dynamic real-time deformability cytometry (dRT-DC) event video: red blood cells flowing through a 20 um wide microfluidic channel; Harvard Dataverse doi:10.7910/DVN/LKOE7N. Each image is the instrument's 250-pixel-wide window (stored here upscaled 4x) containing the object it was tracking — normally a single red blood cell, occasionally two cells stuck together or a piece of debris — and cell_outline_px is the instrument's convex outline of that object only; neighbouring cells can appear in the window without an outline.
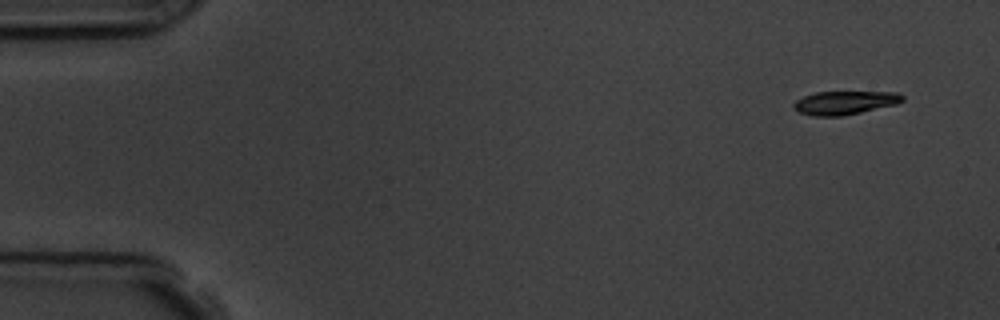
{"species": "common noctule bat (a hibernating species)", "species_latin": "Nyctalus noctula", "temperature_condition": "room temperature", "stored_images_in_passage": 4, "camera_frame_rate_fps": 3000, "um_per_image_px": 0.085, "animal": {"sex": "male", "body_mass_g": 19.5, "forearm_length_mm": 54.6}, "frame": {"image": 1, "passage_image": 1, "time_ms": 0.0, "image_size_px": [1000, 320], "cell_outline_px": [[904, 100], [896, 104], [844, 116], [812, 116], [800, 112], [792, 108], [792, 104], [796, 100], [804, 96], [816, 92], [900, 92], [904, 96]], "centroid_in_image_um": [71.8, 8.73], "position_along_channel_um": 13.2, "area_um2": 14.97}}
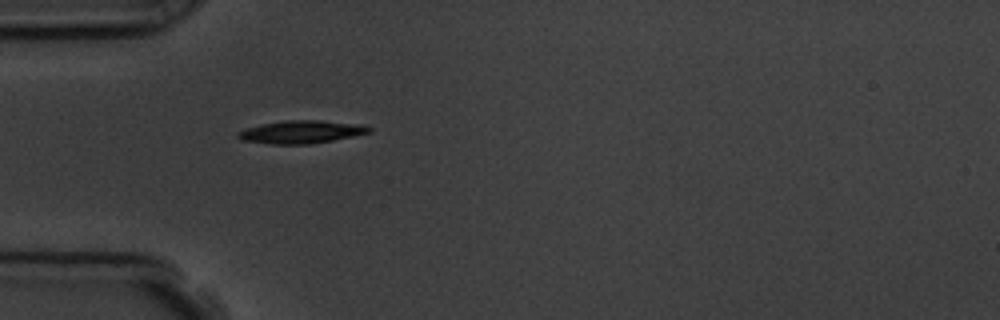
{"frame": {"image": 2, "passage_image": 4, "time_ms": 4.333, "image_size_px": [1000, 320], "cell_outline_px": [[372, 132], [332, 140], [308, 144], [272, 144], [244, 140], [236, 136], [236, 132], [248, 128], [264, 124], [288, 120], [320, 120], [356, 124], [372, 128]], "centroid_in_image_um": [25.61, 11.21], "position_along_channel_um": 59.4, "area_um2": 17.05}}